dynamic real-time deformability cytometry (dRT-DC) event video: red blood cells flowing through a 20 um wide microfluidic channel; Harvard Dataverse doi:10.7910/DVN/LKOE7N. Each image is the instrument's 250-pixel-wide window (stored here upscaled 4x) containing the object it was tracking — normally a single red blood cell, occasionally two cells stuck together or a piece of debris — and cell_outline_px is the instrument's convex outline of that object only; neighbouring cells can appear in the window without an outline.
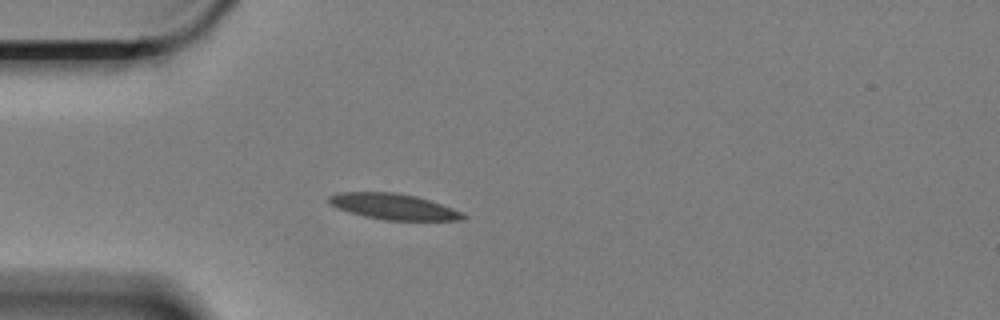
{"species": "Egyptian fruit bat (a non-hibernating species)", "species_latin": "Rousettus aegyptiacus", "temperature_condition": "cold", "stored_images_in_passage": 9, "camera_frame_rate_fps": 3000, "um_per_image_px": 0.085, "animal": {"sex": "female"}, "frame": {"image": 1, "passage_image": 3, "time_ms": 0.667, "image_size_px": [1000, 320], "cell_outline_px": [[468, 216], [464, 220], [384, 220], [364, 216], [348, 212], [336, 208], [328, 200], [328, 196], [336, 192], [396, 192], [416, 196], [464, 212]], "centroid_in_image_um": [33.45, 17.56], "position_along_channel_um": 51.6, "area_um2": 20.29}}
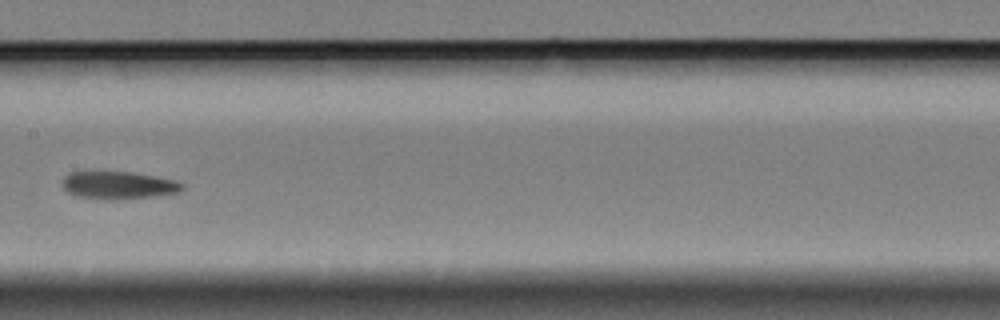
{"frame": {"image": 2, "passage_image": 7, "time_ms": 2.0, "image_size_px": [1000, 320], "cell_outline_px": [[184, 188], [180, 192], [152, 196], [120, 200], [100, 200], [72, 196], [60, 184], [64, 176], [68, 172], [132, 172], [176, 180], [184, 184]], "centroid_in_image_um": [10.02, 15.76], "position_along_channel_um": 197.4, "area_um2": 19.71}}
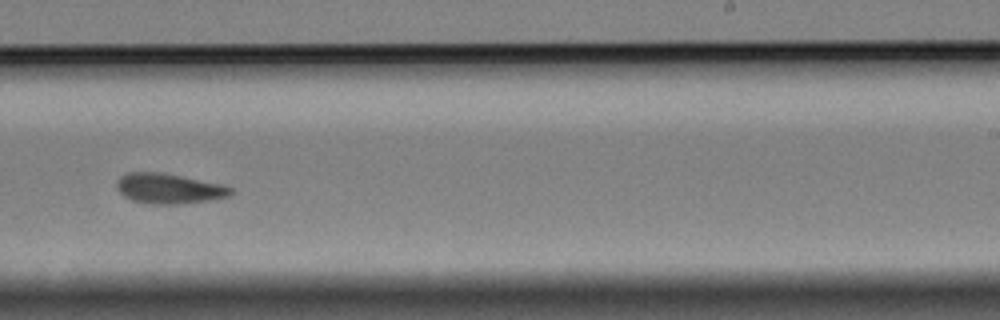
{"frame": {"image": 3, "passage_image": 9, "time_ms": 2.667, "image_size_px": [1000, 320], "cell_outline_px": [[236, 192], [232, 196], [208, 200], [180, 204], [148, 204], [132, 200], [124, 196], [116, 188], [116, 184], [120, 176], [128, 172], [160, 172], [224, 184], [232, 188]], "centroid_in_image_um": [14.39, 16.03], "position_along_channel_um": 274.6, "area_um2": 20.29}}